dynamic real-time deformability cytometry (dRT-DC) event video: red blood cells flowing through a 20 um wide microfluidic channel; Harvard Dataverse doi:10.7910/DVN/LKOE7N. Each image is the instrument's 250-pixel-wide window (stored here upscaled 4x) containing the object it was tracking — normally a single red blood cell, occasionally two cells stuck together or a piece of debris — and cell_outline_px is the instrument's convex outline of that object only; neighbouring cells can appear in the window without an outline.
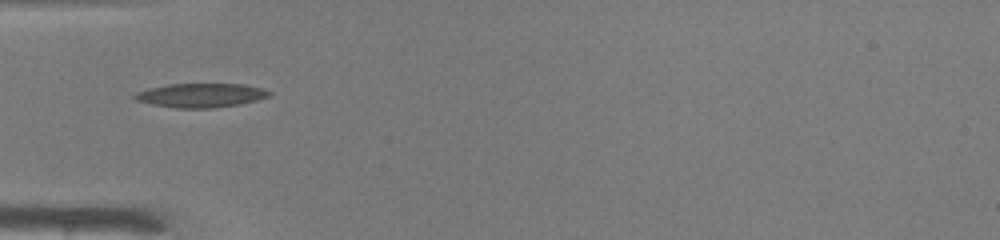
{"species": "common noctule bat (a hibernating species)", "species_latin": "Nyctalus noctula", "temperature_condition": "warm", "stored_images_in_passage": 28, "camera_frame_rate_fps": 3000, "um_per_image_px": 0.085, "animal": {"sex": "male", "body_mass_g": 19.0, "forearm_length_mm": 50.8}, "frame": {"image": 1, "passage_image": 1, "time_ms": 0.0, "image_size_px": [1000, 240], "cell_outline_px": [[272, 92], [268, 96], [256, 100], [240, 104], [212, 108], [176, 108], [152, 104], [136, 100], [132, 96], [136, 92], [148, 88], [168, 84], [244, 84], [264, 88]], "centroid_in_image_um": [17.07, 8.09], "position_along_channel_um": 67.9, "area_um2": 18.84}}
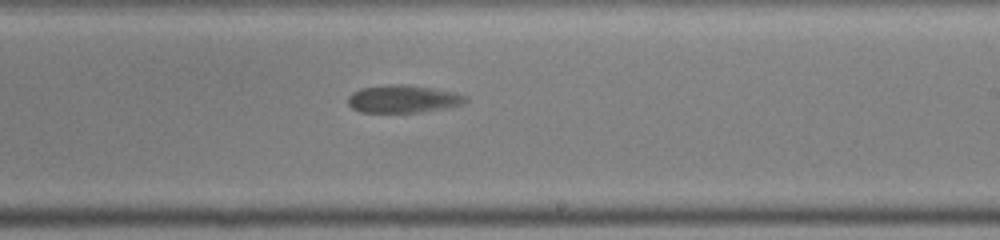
{"frame": {"image": 2, "passage_image": 15, "time_ms": 4.667, "image_size_px": [1000, 240], "cell_outline_px": [[468, 100], [464, 104], [444, 108], [420, 112], [360, 112], [352, 108], [348, 104], [348, 96], [352, 92], [360, 88], [388, 84], [408, 84], [456, 92], [468, 96]], "centroid_in_image_um": [34.27, 8.4], "position_along_channel_um": 254.7, "area_um2": 19.19}}
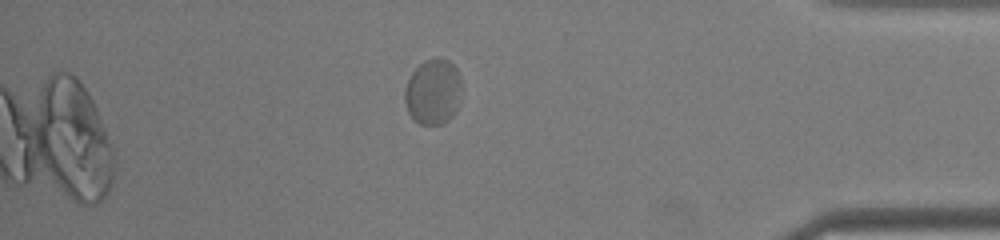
{"frame": {"image": 3, "passage_image": 28, "time_ms": 9.0, "image_size_px": [1000, 240], "cell_outline_px": [[460, 88], [456, 112], [444, 124], [420, 124], [408, 112], [404, 100], [404, 92], [408, 80], [412, 72], [424, 60], [440, 56], [448, 60], [456, 68], [460, 76]], "centroid_in_image_um": [36.8, 7.78], "position_along_channel_um": 398.4, "area_um2": 21.68}}